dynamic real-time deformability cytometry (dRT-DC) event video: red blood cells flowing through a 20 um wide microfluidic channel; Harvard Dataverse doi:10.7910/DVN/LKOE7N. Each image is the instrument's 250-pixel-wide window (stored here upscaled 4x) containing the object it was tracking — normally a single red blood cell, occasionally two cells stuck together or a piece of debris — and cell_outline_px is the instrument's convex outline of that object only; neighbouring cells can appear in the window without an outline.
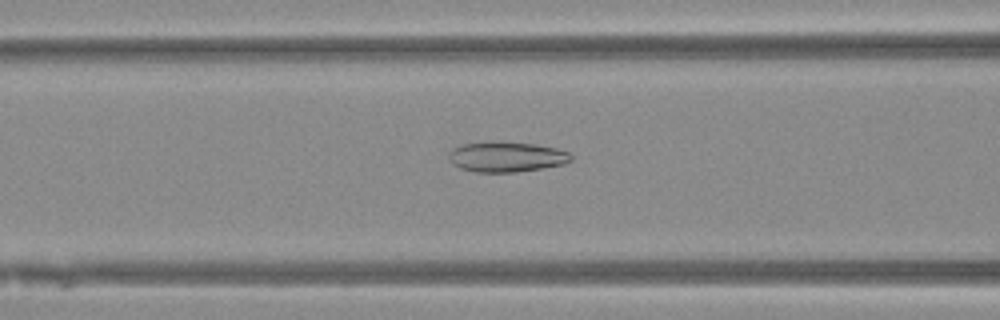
{"species": "Egyptian fruit bat (a non-hibernating species)", "species_latin": "Rousettus aegyptiacus", "temperature_condition": "warm", "stored_images_in_passage": 50, "camera_frame_rate_fps": 3000, "um_per_image_px": 0.085, "animal": {"sex": "female"}, "frame": {"image": 1, "passage_image": 20, "time_ms": 6.333, "image_size_px": [1000, 320], "cell_outline_px": [[572, 160], [564, 164], [516, 172], [476, 172], [460, 168], [452, 164], [448, 156], [448, 152], [452, 148], [460, 144], [492, 140], [500, 140], [536, 144], [556, 148], [568, 152], [572, 156]], "centroid_in_image_um": [43.0, 13.3], "position_along_channel_um": 123.6, "area_um2": 22.02}}
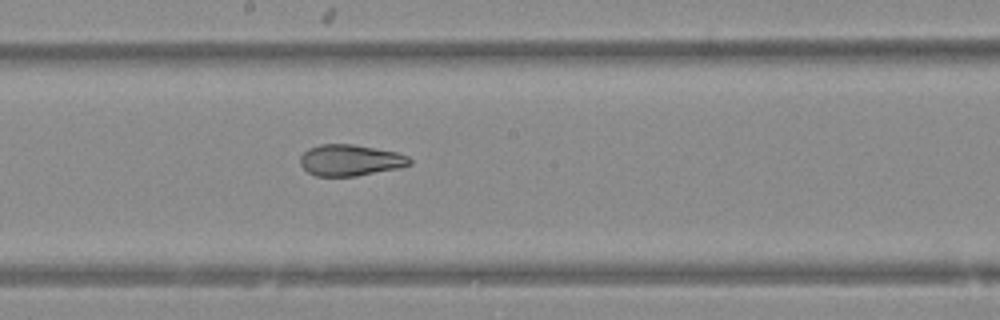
{"frame": {"image": 2, "passage_image": 27, "time_ms": 8.667, "image_size_px": [1000, 320], "cell_outline_px": [[412, 164], [396, 168], [356, 176], [316, 176], [308, 172], [300, 164], [300, 156], [308, 148], [320, 144], [352, 144], [396, 152], [408, 156], [412, 160]], "centroid_in_image_um": [29.75, 13.61], "position_along_channel_um": 218.5, "area_um2": 19.83}}
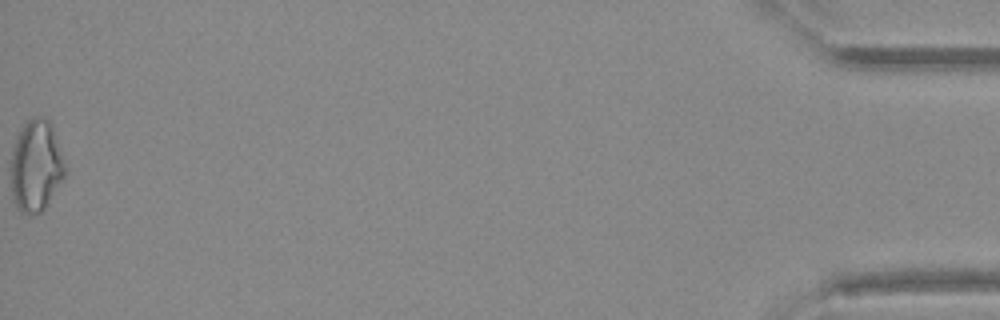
{"frame": {"image": 3, "passage_image": 50, "time_ms": 16.333, "image_size_px": [1000, 320], "cell_outline_px": [[64, 176], [44, 208], [40, 212], [28, 216], [20, 212], [16, 208], [12, 200], [12, 148], [16, 136], [24, 124], [32, 116], [44, 116], [52, 124], [64, 164]], "centroid_in_image_um": [3.03, 14.09], "position_along_channel_um": 432.2, "area_um2": 28.67}}